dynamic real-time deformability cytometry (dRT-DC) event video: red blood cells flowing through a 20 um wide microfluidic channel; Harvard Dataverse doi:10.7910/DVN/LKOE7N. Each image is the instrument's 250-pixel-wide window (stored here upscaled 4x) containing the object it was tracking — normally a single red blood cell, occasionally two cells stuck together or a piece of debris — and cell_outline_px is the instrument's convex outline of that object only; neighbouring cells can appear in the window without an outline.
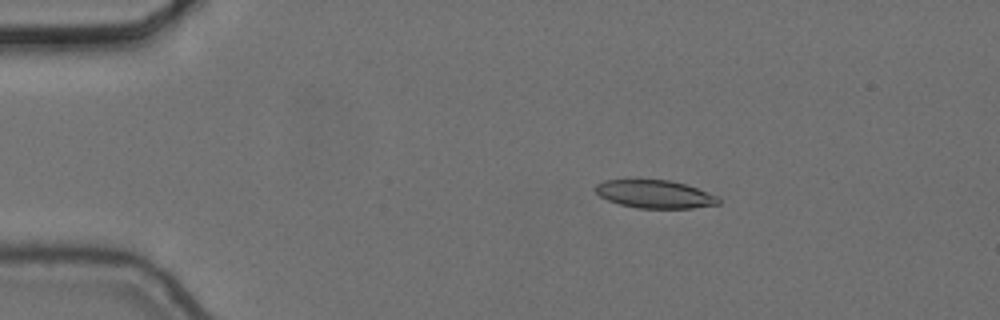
{"species": "common noctule bat (a hibernating species)", "species_latin": "Nyctalus noctula", "temperature_condition": "cold", "stored_images_in_passage": 5, "camera_frame_rate_fps": 3000, "um_per_image_px": 0.085, "animal": {"sex": "female", "body_mass_g": 24.6, "forearm_length_mm": 56.2}, "frame": {"image": 1, "passage_image": 3, "time_ms": 0.667, "image_size_px": [1000, 320], "cell_outline_px": [[720, 204], [692, 208], [636, 208], [620, 204], [608, 200], [600, 196], [596, 192], [596, 184], [604, 180], [640, 176], [668, 180], [684, 184], [696, 188], [716, 196], [720, 200]], "centroid_in_image_um": [55.58, 16.45], "position_along_channel_um": 29.4, "area_um2": 20.75}}